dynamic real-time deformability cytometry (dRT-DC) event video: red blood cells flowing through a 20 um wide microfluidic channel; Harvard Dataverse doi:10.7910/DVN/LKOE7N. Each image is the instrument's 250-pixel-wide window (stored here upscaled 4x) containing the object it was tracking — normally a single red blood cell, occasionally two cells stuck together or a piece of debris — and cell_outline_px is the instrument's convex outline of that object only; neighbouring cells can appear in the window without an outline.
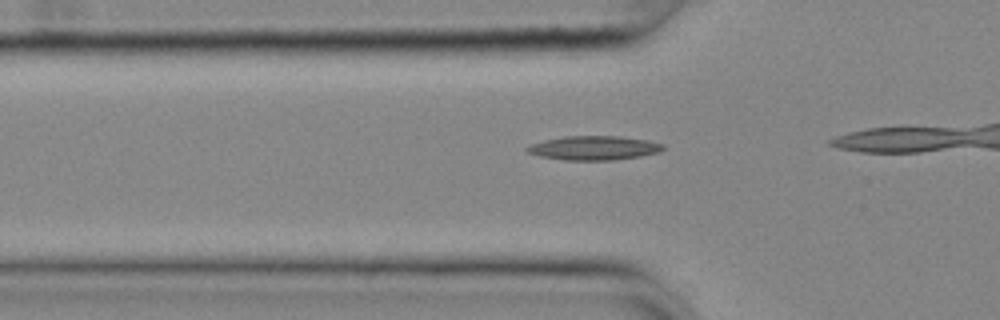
{"species": "common noctule bat (a hibernating species)", "species_latin": "Nyctalus noctula", "temperature_condition": "cold", "stored_images_in_passage": 8, "camera_frame_rate_fps": 3000, "um_per_image_px": 0.085, "animal": {"sex": "female", "body_mass_g": 25.1}, "frame": {"image": 1, "passage_image": 5, "time_ms": 1.333, "image_size_px": [1000, 320], "cell_outline_px": [[664, 148], [660, 152], [640, 156], [612, 160], [564, 160], [540, 156], [528, 152], [524, 148], [532, 144], [544, 140], [564, 136], [620, 136], [648, 140], [664, 144]], "centroid_in_image_um": [50.5, 12.57], "position_along_channel_um": 75.3, "area_um2": 19.07}}